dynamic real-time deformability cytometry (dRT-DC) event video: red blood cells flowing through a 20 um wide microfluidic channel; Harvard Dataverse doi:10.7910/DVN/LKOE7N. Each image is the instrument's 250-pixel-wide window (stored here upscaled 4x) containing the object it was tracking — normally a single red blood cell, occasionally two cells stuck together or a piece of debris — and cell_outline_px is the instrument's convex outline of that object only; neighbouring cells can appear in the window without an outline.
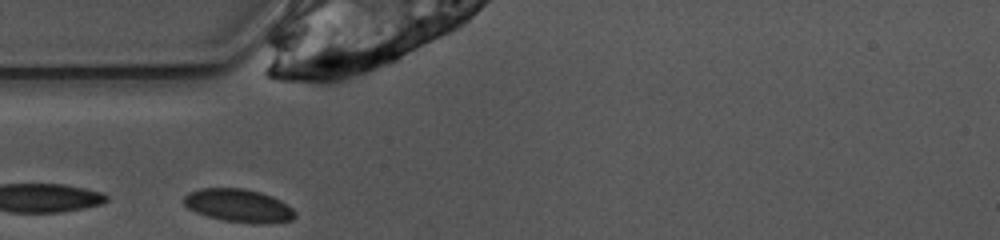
{"species": "common noctule bat (a hibernating species)", "species_latin": "Nyctalus noctula", "temperature_condition": "warm", "stored_images_in_passage": 11, "camera_frame_rate_fps": 3000, "um_per_image_px": 0.085, "animal": {"sex": "female", "body_mass_g": 10.0, "forearm_length_mm": 53.1}, "frame": {"image": 1, "passage_image": 1, "time_ms": 0.0, "image_size_px": [1000, 240], "cell_outline_px": [[296, 216], [292, 220], [264, 224], [260, 224], [224, 220], [208, 216], [196, 212], [188, 208], [184, 204], [184, 196], [188, 192], [200, 188], [244, 188], [260, 192], [272, 196], [280, 200], [292, 208], [296, 212]], "centroid_in_image_um": [20.3, 17.47], "position_along_channel_um": 64.7, "area_um2": 21.44}}